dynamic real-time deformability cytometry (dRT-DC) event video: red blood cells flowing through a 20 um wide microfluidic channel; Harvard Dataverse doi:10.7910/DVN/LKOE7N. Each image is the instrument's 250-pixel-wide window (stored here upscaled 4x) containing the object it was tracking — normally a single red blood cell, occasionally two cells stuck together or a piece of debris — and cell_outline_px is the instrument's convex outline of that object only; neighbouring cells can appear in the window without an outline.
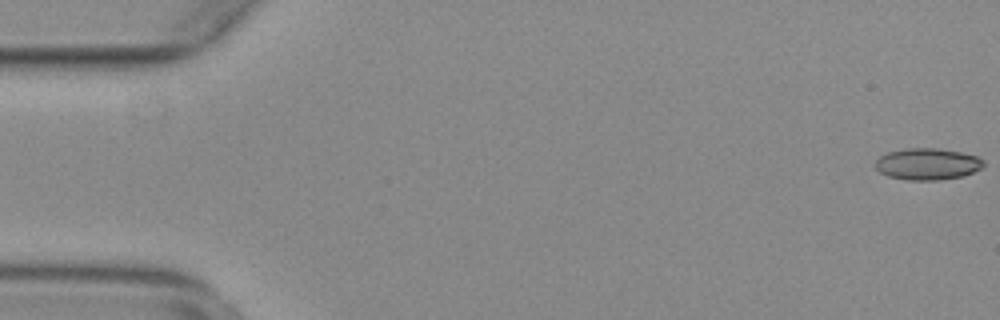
{"species": "common noctule bat (a hibernating species)", "species_latin": "Nyctalus noctula", "temperature_condition": "warm", "stored_images_in_passage": 55, "camera_frame_rate_fps": 3000, "um_per_image_px": 0.085, "animal": {"sex": "female", "body_mass_g": 29.2, "forearm_length_mm": 56.3}, "frame": {"image": 1, "passage_image": 1, "time_ms": 0.0, "image_size_px": [1000, 320], "cell_outline_px": [[984, 164], [980, 168], [964, 176], [940, 180], [908, 180], [888, 176], [880, 172], [876, 168], [876, 160], [880, 156], [888, 152], [908, 148], [940, 148], [960, 152], [976, 156], [984, 160]], "centroid_in_image_um": [78.84, 13.94], "position_along_channel_um": 6.2, "area_um2": 19.88}}
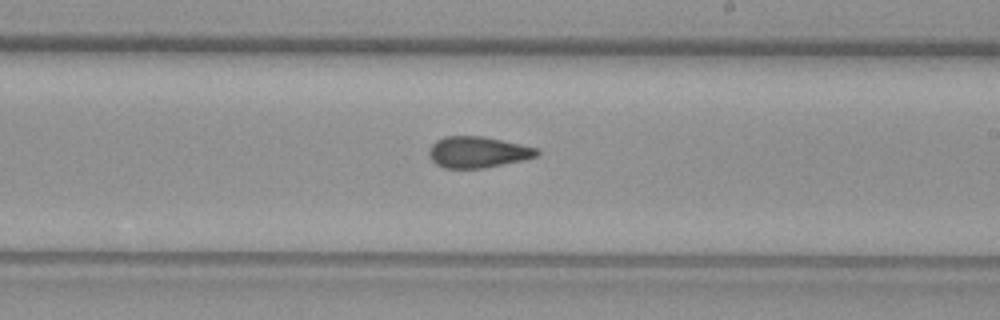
{"frame": {"image": 2, "passage_image": 32, "time_ms": 10.333, "image_size_px": [1000, 320], "cell_outline_px": [[540, 152], [536, 156], [524, 160], [484, 168], [444, 168], [436, 164], [428, 156], [428, 148], [436, 140], [444, 136], [484, 136], [520, 144], [536, 148]], "centroid_in_image_um": [40.57, 12.93], "position_along_channel_um": 248.4, "area_um2": 19.71}}
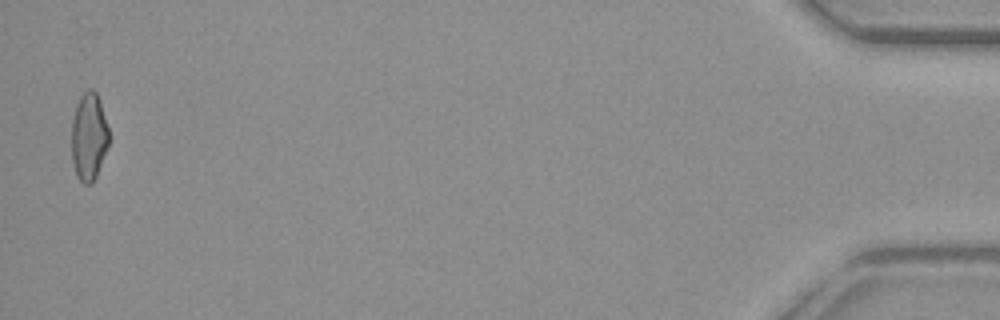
{"frame": {"image": 3, "passage_image": 54, "time_ms": 17.667, "image_size_px": [1000, 320], "cell_outline_px": [[108, 148], [96, 176], [92, 184], [84, 184], [76, 176], [72, 160], [72, 120], [76, 104], [80, 96], [88, 88], [92, 88], [96, 92], [108, 128]], "centroid_in_image_um": [7.54, 11.63], "position_along_channel_um": 427.7, "area_um2": 19.02}, "authors_computed_cell_mechanics": {"area_um2": 19.8832, "velocity_mm_per_s": 3.8097, "shape_relaxation_time_tau1_ms": null, "shape_relaxation_time_tau2_ms": 2.6146, "deformation_change_tau1": null, "deformation_change_tau2": 0.0775}}